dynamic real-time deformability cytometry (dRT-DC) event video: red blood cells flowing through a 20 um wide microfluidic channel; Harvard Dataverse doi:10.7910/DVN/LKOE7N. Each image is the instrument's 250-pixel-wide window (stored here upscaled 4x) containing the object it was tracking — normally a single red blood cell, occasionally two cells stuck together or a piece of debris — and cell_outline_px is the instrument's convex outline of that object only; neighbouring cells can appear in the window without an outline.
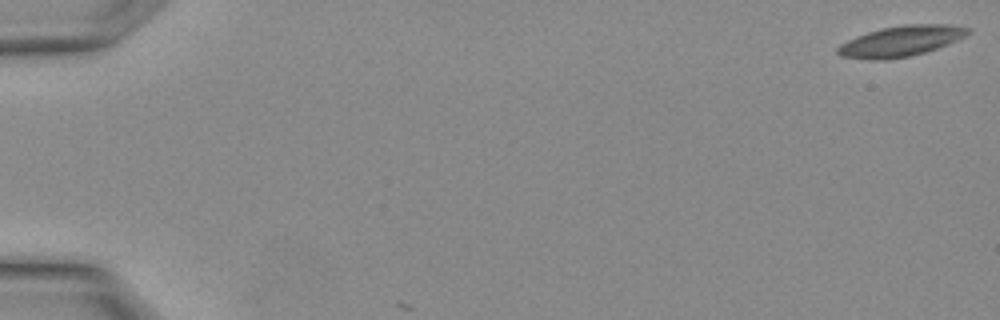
{"species": "Egyptian fruit bat (a non-hibernating species)", "species_latin": "Rousettus aegyptiacus", "temperature_condition": "warm", "stored_images_in_passage": 3, "camera_frame_rate_fps": 3000, "um_per_image_px": 0.085, "animal": {"sex": "female"}, "frame": {"image": 1, "passage_image": 1, "time_ms": 0.0, "image_size_px": [1000, 320], "cell_outline_px": [[972, 28], [964, 36], [956, 40], [936, 48], [924, 52], [908, 56], [884, 60], [868, 60], [840, 56], [836, 52], [836, 48], [840, 44], [856, 36], [880, 28], [904, 24], [948, 24]], "centroid_in_image_um": [76.52, 3.49], "position_along_channel_um": 8.5, "area_um2": 23.12}}